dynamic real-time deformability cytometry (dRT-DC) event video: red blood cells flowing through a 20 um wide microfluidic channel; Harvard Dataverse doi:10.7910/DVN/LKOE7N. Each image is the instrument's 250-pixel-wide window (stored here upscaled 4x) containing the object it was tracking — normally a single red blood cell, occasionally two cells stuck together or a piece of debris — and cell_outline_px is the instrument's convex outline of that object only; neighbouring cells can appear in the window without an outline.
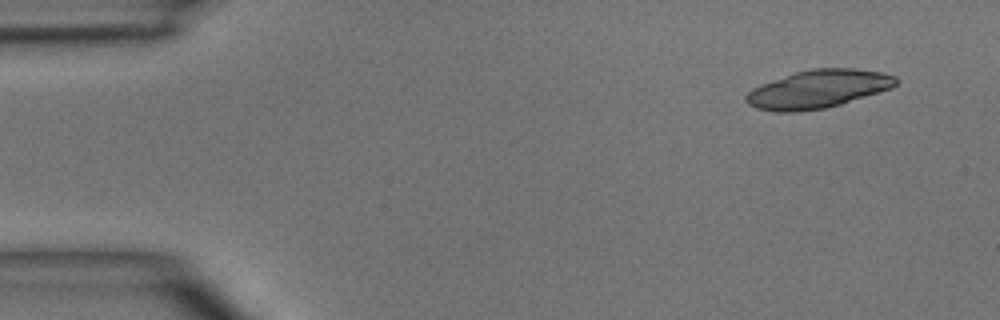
{"species": "common noctule bat (a hibernating species)", "species_latin": "Nyctalus noctula", "temperature_condition": "room temperature", "stored_images_in_passage": 4, "camera_frame_rate_fps": 3000, "um_per_image_px": 0.085, "animal": {"sex": "male", "body_mass_g": 15.6}, "frame": {"image": 1, "passage_image": 1, "time_ms": 0.0, "image_size_px": [1000, 320], "cell_outline_px": [[900, 80], [892, 88], [840, 104], [824, 108], [796, 112], [776, 112], [756, 108], [748, 104], [744, 100], [744, 96], [752, 88], [760, 84], [796, 72], [812, 68], [852, 68], [880, 72], [896, 76]], "centroid_in_image_um": [69.51, 7.57], "position_along_channel_um": 15.5, "area_um2": 33.29}}